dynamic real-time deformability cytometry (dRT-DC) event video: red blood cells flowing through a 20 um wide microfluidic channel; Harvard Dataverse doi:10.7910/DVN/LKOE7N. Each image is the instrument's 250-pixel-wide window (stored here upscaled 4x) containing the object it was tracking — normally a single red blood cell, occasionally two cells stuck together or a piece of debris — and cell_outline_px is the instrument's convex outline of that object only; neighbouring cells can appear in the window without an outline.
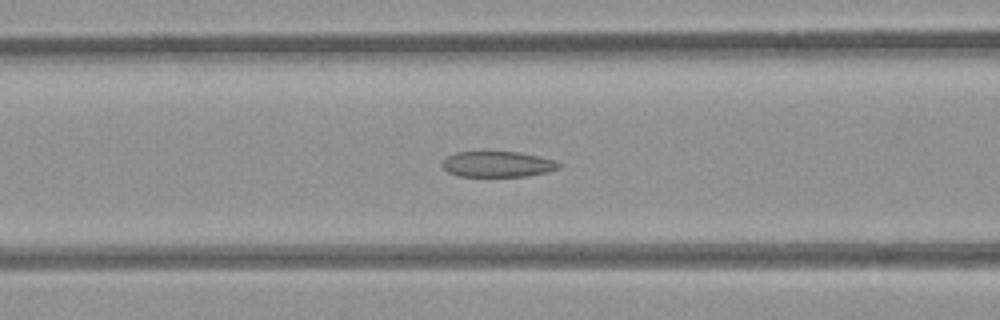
{"species": "common noctule bat (a hibernating species)", "species_latin": "Nyctalus noctula", "temperature_condition": "room temperature", "stored_images_in_passage": 39, "camera_frame_rate_fps": 3000, "um_per_image_px": 0.085, "animal": {"sex": "female", "body_mass_g": 21.9}, "frame": {"image": 1, "passage_image": 13, "time_ms": 4.0, "image_size_px": [1000, 320], "cell_outline_px": [[560, 168], [548, 172], [524, 176], [456, 176], [448, 172], [440, 164], [448, 156], [456, 152], [520, 152], [556, 160], [560, 164]], "centroid_in_image_um": [42.3, 13.96], "position_along_channel_um": 124.3, "area_um2": 17.46}}
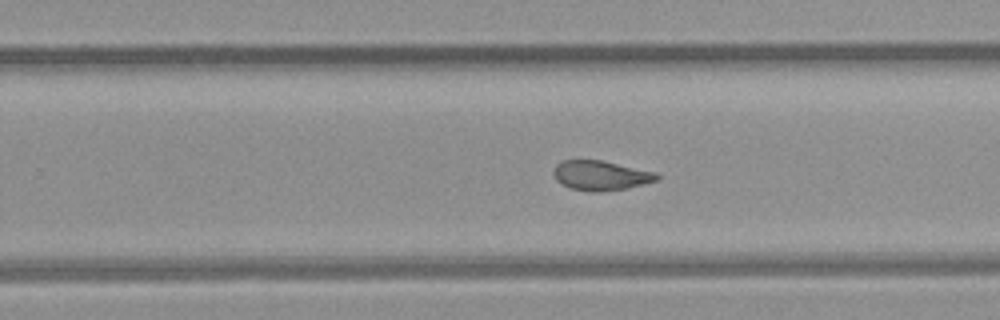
{"frame": {"image": 2, "passage_image": 25, "time_ms": 8.0, "image_size_px": [1000, 320], "cell_outline_px": [[660, 180], [628, 188], [600, 192], [592, 192], [572, 188], [560, 184], [556, 180], [552, 172], [556, 164], [564, 160], [600, 160], [656, 172], [660, 176]], "centroid_in_image_um": [51.07, 14.92], "position_along_channel_um": 278.7, "area_um2": 17.98}}
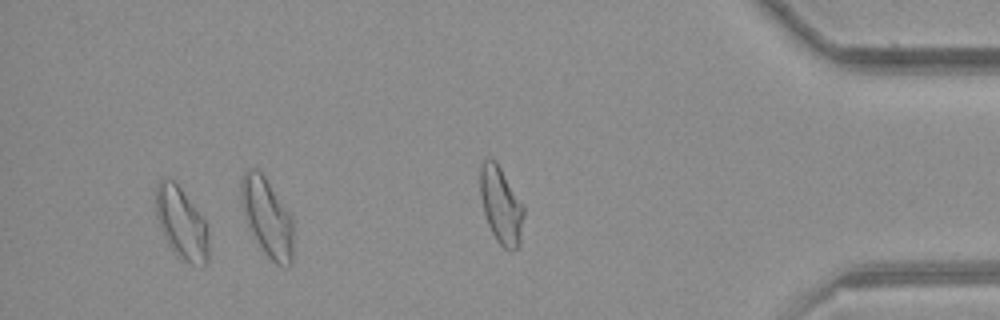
{"frame": {"image": 3, "passage_image": 36, "time_ms": 11.667, "image_size_px": [1000, 320], "cell_outline_px": [[208, 260], [204, 264], [192, 264], [184, 260], [168, 244], [164, 236], [156, 216], [156, 184], [164, 176], [176, 180], [204, 220], [208, 232]], "centroid_in_image_um": [15.41, 18.9], "position_along_channel_um": 419.8, "area_um2": 21.91}, "authors_computed_cell_mechanics": {"area_um2": 18.6694, "velocity_mm_per_s": 3.8719, "shape_relaxation_time_tau1_ms": null, "shape_relaxation_time_tau2_ms": 1.7302, "deformation_change_tau1": null, "deformation_change_tau2": 0.0891}}